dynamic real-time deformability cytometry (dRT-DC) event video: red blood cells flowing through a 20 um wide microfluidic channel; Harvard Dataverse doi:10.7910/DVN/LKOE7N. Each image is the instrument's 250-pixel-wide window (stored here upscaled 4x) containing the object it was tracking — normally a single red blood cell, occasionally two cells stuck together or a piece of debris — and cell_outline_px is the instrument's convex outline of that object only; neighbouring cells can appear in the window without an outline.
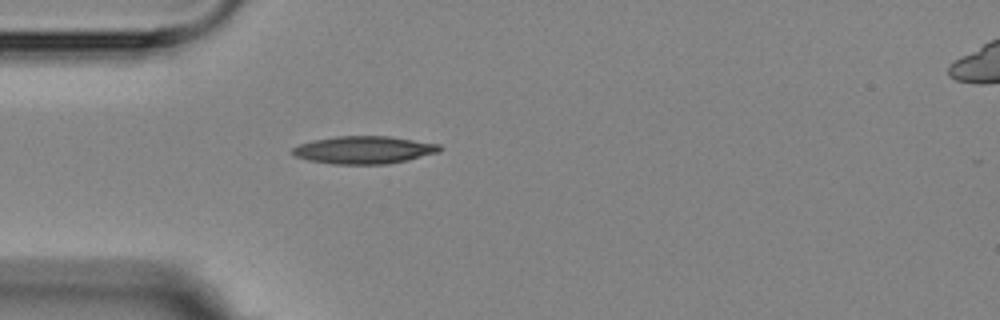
{"species": "Egyptian fruit bat (a non-hibernating species)", "species_latin": "Rousettus aegyptiacus", "temperature_condition": "room temperature", "stored_images_in_passage": 1, "camera_frame_rate_fps": 3000, "um_per_image_px": 0.085, "animal": {"sex": "female"}, "frame": {"image": 1, "passage_image": 1, "time_ms": 0.0, "image_size_px": [1000, 320], "cell_outline_px": [[444, 148], [440, 152], [388, 164], [332, 164], [308, 160], [296, 156], [292, 152], [292, 148], [300, 144], [312, 140], [336, 136], [388, 136], [440, 144]], "centroid_in_image_um": [30.95, 12.74], "position_along_channel_um": 54.0, "area_um2": 23.7}}